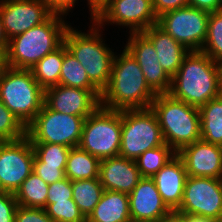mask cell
<instances>
[{
	"instance_id": "obj_1",
	"label": "cell",
	"mask_w": 222,
	"mask_h": 222,
	"mask_svg": "<svg viewBox=\"0 0 222 222\" xmlns=\"http://www.w3.org/2000/svg\"><path fill=\"white\" fill-rule=\"evenodd\" d=\"M120 51V54L115 52L110 81L102 91L100 106L117 111L150 108L157 94L147 84L133 55L125 47Z\"/></svg>"
},
{
	"instance_id": "obj_2",
	"label": "cell",
	"mask_w": 222,
	"mask_h": 222,
	"mask_svg": "<svg viewBox=\"0 0 222 222\" xmlns=\"http://www.w3.org/2000/svg\"><path fill=\"white\" fill-rule=\"evenodd\" d=\"M169 94L200 108L221 94L219 67L202 51H190L172 77Z\"/></svg>"
},
{
	"instance_id": "obj_3",
	"label": "cell",
	"mask_w": 222,
	"mask_h": 222,
	"mask_svg": "<svg viewBox=\"0 0 222 222\" xmlns=\"http://www.w3.org/2000/svg\"><path fill=\"white\" fill-rule=\"evenodd\" d=\"M70 25L65 22L64 16L51 14L44 22L10 39L6 52L7 66L30 69L64 43Z\"/></svg>"
},
{
	"instance_id": "obj_4",
	"label": "cell",
	"mask_w": 222,
	"mask_h": 222,
	"mask_svg": "<svg viewBox=\"0 0 222 222\" xmlns=\"http://www.w3.org/2000/svg\"><path fill=\"white\" fill-rule=\"evenodd\" d=\"M90 24L87 33L70 25L64 44L81 63L89 80L102 92L110 81L115 53L105 44L101 27L94 20Z\"/></svg>"
},
{
	"instance_id": "obj_5",
	"label": "cell",
	"mask_w": 222,
	"mask_h": 222,
	"mask_svg": "<svg viewBox=\"0 0 222 222\" xmlns=\"http://www.w3.org/2000/svg\"><path fill=\"white\" fill-rule=\"evenodd\" d=\"M150 108L158 119L165 143L176 153L201 139L199 108L169 93L157 94Z\"/></svg>"
},
{
	"instance_id": "obj_6",
	"label": "cell",
	"mask_w": 222,
	"mask_h": 222,
	"mask_svg": "<svg viewBox=\"0 0 222 222\" xmlns=\"http://www.w3.org/2000/svg\"><path fill=\"white\" fill-rule=\"evenodd\" d=\"M44 99L45 90L30 69H5L0 79V100L25 127L42 109Z\"/></svg>"
},
{
	"instance_id": "obj_7",
	"label": "cell",
	"mask_w": 222,
	"mask_h": 222,
	"mask_svg": "<svg viewBox=\"0 0 222 222\" xmlns=\"http://www.w3.org/2000/svg\"><path fill=\"white\" fill-rule=\"evenodd\" d=\"M122 111L99 106L84 121L79 147L98 159L119 156Z\"/></svg>"
},
{
	"instance_id": "obj_8",
	"label": "cell",
	"mask_w": 222,
	"mask_h": 222,
	"mask_svg": "<svg viewBox=\"0 0 222 222\" xmlns=\"http://www.w3.org/2000/svg\"><path fill=\"white\" fill-rule=\"evenodd\" d=\"M163 144L162 130L151 108L122 110L119 156L135 160L145 151Z\"/></svg>"
},
{
	"instance_id": "obj_9",
	"label": "cell",
	"mask_w": 222,
	"mask_h": 222,
	"mask_svg": "<svg viewBox=\"0 0 222 222\" xmlns=\"http://www.w3.org/2000/svg\"><path fill=\"white\" fill-rule=\"evenodd\" d=\"M87 116H75L51 110L45 103L26 127L31 143H52L69 148L79 146Z\"/></svg>"
},
{
	"instance_id": "obj_10",
	"label": "cell",
	"mask_w": 222,
	"mask_h": 222,
	"mask_svg": "<svg viewBox=\"0 0 222 222\" xmlns=\"http://www.w3.org/2000/svg\"><path fill=\"white\" fill-rule=\"evenodd\" d=\"M210 12L191 6L164 13L157 25L189 51H201Z\"/></svg>"
},
{
	"instance_id": "obj_11",
	"label": "cell",
	"mask_w": 222,
	"mask_h": 222,
	"mask_svg": "<svg viewBox=\"0 0 222 222\" xmlns=\"http://www.w3.org/2000/svg\"><path fill=\"white\" fill-rule=\"evenodd\" d=\"M176 212L222 219V178L187 176Z\"/></svg>"
},
{
	"instance_id": "obj_12",
	"label": "cell",
	"mask_w": 222,
	"mask_h": 222,
	"mask_svg": "<svg viewBox=\"0 0 222 222\" xmlns=\"http://www.w3.org/2000/svg\"><path fill=\"white\" fill-rule=\"evenodd\" d=\"M157 19L152 0H112L94 21L103 31L112 24L127 27L129 33H140L157 24Z\"/></svg>"
},
{
	"instance_id": "obj_13",
	"label": "cell",
	"mask_w": 222,
	"mask_h": 222,
	"mask_svg": "<svg viewBox=\"0 0 222 222\" xmlns=\"http://www.w3.org/2000/svg\"><path fill=\"white\" fill-rule=\"evenodd\" d=\"M35 153L27 136L0 141V180L7 192L15 193L33 172Z\"/></svg>"
},
{
	"instance_id": "obj_14",
	"label": "cell",
	"mask_w": 222,
	"mask_h": 222,
	"mask_svg": "<svg viewBox=\"0 0 222 222\" xmlns=\"http://www.w3.org/2000/svg\"><path fill=\"white\" fill-rule=\"evenodd\" d=\"M0 14L9 41L44 22L52 13L42 0H0Z\"/></svg>"
},
{
	"instance_id": "obj_15",
	"label": "cell",
	"mask_w": 222,
	"mask_h": 222,
	"mask_svg": "<svg viewBox=\"0 0 222 222\" xmlns=\"http://www.w3.org/2000/svg\"><path fill=\"white\" fill-rule=\"evenodd\" d=\"M129 34L124 47L137 60L149 87L156 94L169 93L172 78L159 63L152 43L141 32Z\"/></svg>"
},
{
	"instance_id": "obj_16",
	"label": "cell",
	"mask_w": 222,
	"mask_h": 222,
	"mask_svg": "<svg viewBox=\"0 0 222 222\" xmlns=\"http://www.w3.org/2000/svg\"><path fill=\"white\" fill-rule=\"evenodd\" d=\"M187 176L222 178V146L199 139L176 153Z\"/></svg>"
},
{
	"instance_id": "obj_17",
	"label": "cell",
	"mask_w": 222,
	"mask_h": 222,
	"mask_svg": "<svg viewBox=\"0 0 222 222\" xmlns=\"http://www.w3.org/2000/svg\"><path fill=\"white\" fill-rule=\"evenodd\" d=\"M44 103L53 111L75 116H89L100 106L90 90L65 85L46 88Z\"/></svg>"
},
{
	"instance_id": "obj_18",
	"label": "cell",
	"mask_w": 222,
	"mask_h": 222,
	"mask_svg": "<svg viewBox=\"0 0 222 222\" xmlns=\"http://www.w3.org/2000/svg\"><path fill=\"white\" fill-rule=\"evenodd\" d=\"M128 195L132 221L159 222L171 212L163 202L153 178L142 177Z\"/></svg>"
},
{
	"instance_id": "obj_19",
	"label": "cell",
	"mask_w": 222,
	"mask_h": 222,
	"mask_svg": "<svg viewBox=\"0 0 222 222\" xmlns=\"http://www.w3.org/2000/svg\"><path fill=\"white\" fill-rule=\"evenodd\" d=\"M141 178L135 160L116 156L100 162L99 179L104 190L129 194Z\"/></svg>"
},
{
	"instance_id": "obj_20",
	"label": "cell",
	"mask_w": 222,
	"mask_h": 222,
	"mask_svg": "<svg viewBox=\"0 0 222 222\" xmlns=\"http://www.w3.org/2000/svg\"><path fill=\"white\" fill-rule=\"evenodd\" d=\"M152 178L163 202L171 211H176L181 205L187 179L182 159L176 154Z\"/></svg>"
},
{
	"instance_id": "obj_21",
	"label": "cell",
	"mask_w": 222,
	"mask_h": 222,
	"mask_svg": "<svg viewBox=\"0 0 222 222\" xmlns=\"http://www.w3.org/2000/svg\"><path fill=\"white\" fill-rule=\"evenodd\" d=\"M141 33L152 43L158 55L159 63L172 78L182 65L184 57L190 51L157 24L152 25Z\"/></svg>"
},
{
	"instance_id": "obj_22",
	"label": "cell",
	"mask_w": 222,
	"mask_h": 222,
	"mask_svg": "<svg viewBox=\"0 0 222 222\" xmlns=\"http://www.w3.org/2000/svg\"><path fill=\"white\" fill-rule=\"evenodd\" d=\"M131 221L129 195L124 192L104 190L86 222H129Z\"/></svg>"
},
{
	"instance_id": "obj_23",
	"label": "cell",
	"mask_w": 222,
	"mask_h": 222,
	"mask_svg": "<svg viewBox=\"0 0 222 222\" xmlns=\"http://www.w3.org/2000/svg\"><path fill=\"white\" fill-rule=\"evenodd\" d=\"M100 162L79 146L72 147L67 157L65 176L71 181L99 178Z\"/></svg>"
},
{
	"instance_id": "obj_24",
	"label": "cell",
	"mask_w": 222,
	"mask_h": 222,
	"mask_svg": "<svg viewBox=\"0 0 222 222\" xmlns=\"http://www.w3.org/2000/svg\"><path fill=\"white\" fill-rule=\"evenodd\" d=\"M59 85L90 90L99 100L102 92L89 80L81 63L73 56L63 43V63Z\"/></svg>"
},
{
	"instance_id": "obj_25",
	"label": "cell",
	"mask_w": 222,
	"mask_h": 222,
	"mask_svg": "<svg viewBox=\"0 0 222 222\" xmlns=\"http://www.w3.org/2000/svg\"><path fill=\"white\" fill-rule=\"evenodd\" d=\"M201 139L222 146V95L199 108Z\"/></svg>"
},
{
	"instance_id": "obj_26",
	"label": "cell",
	"mask_w": 222,
	"mask_h": 222,
	"mask_svg": "<svg viewBox=\"0 0 222 222\" xmlns=\"http://www.w3.org/2000/svg\"><path fill=\"white\" fill-rule=\"evenodd\" d=\"M49 184L32 172L14 193L18 205L32 208H46Z\"/></svg>"
},
{
	"instance_id": "obj_27",
	"label": "cell",
	"mask_w": 222,
	"mask_h": 222,
	"mask_svg": "<svg viewBox=\"0 0 222 222\" xmlns=\"http://www.w3.org/2000/svg\"><path fill=\"white\" fill-rule=\"evenodd\" d=\"M63 63V44L48 53L38 63L30 68L35 80L45 90L48 87L59 85L61 67Z\"/></svg>"
},
{
	"instance_id": "obj_28",
	"label": "cell",
	"mask_w": 222,
	"mask_h": 222,
	"mask_svg": "<svg viewBox=\"0 0 222 222\" xmlns=\"http://www.w3.org/2000/svg\"><path fill=\"white\" fill-rule=\"evenodd\" d=\"M72 199L87 218L99 203L104 188L100 179H82L72 181Z\"/></svg>"
},
{
	"instance_id": "obj_29",
	"label": "cell",
	"mask_w": 222,
	"mask_h": 222,
	"mask_svg": "<svg viewBox=\"0 0 222 222\" xmlns=\"http://www.w3.org/2000/svg\"><path fill=\"white\" fill-rule=\"evenodd\" d=\"M175 155L176 152L165 143L145 151L135 162L142 177L152 178Z\"/></svg>"
},
{
	"instance_id": "obj_30",
	"label": "cell",
	"mask_w": 222,
	"mask_h": 222,
	"mask_svg": "<svg viewBox=\"0 0 222 222\" xmlns=\"http://www.w3.org/2000/svg\"><path fill=\"white\" fill-rule=\"evenodd\" d=\"M201 51L215 63L222 62V10L210 12L207 36Z\"/></svg>"
},
{
	"instance_id": "obj_31",
	"label": "cell",
	"mask_w": 222,
	"mask_h": 222,
	"mask_svg": "<svg viewBox=\"0 0 222 222\" xmlns=\"http://www.w3.org/2000/svg\"><path fill=\"white\" fill-rule=\"evenodd\" d=\"M26 136V127L0 100V141H14Z\"/></svg>"
},
{
	"instance_id": "obj_32",
	"label": "cell",
	"mask_w": 222,
	"mask_h": 222,
	"mask_svg": "<svg viewBox=\"0 0 222 222\" xmlns=\"http://www.w3.org/2000/svg\"><path fill=\"white\" fill-rule=\"evenodd\" d=\"M35 156L46 165L66 166L71 148L52 143H31Z\"/></svg>"
},
{
	"instance_id": "obj_33",
	"label": "cell",
	"mask_w": 222,
	"mask_h": 222,
	"mask_svg": "<svg viewBox=\"0 0 222 222\" xmlns=\"http://www.w3.org/2000/svg\"><path fill=\"white\" fill-rule=\"evenodd\" d=\"M45 211L54 222H86V217L73 199L49 204Z\"/></svg>"
},
{
	"instance_id": "obj_34",
	"label": "cell",
	"mask_w": 222,
	"mask_h": 222,
	"mask_svg": "<svg viewBox=\"0 0 222 222\" xmlns=\"http://www.w3.org/2000/svg\"><path fill=\"white\" fill-rule=\"evenodd\" d=\"M65 167L46 165V163L41 162L36 156L33 162V172L47 184L66 178Z\"/></svg>"
},
{
	"instance_id": "obj_35",
	"label": "cell",
	"mask_w": 222,
	"mask_h": 222,
	"mask_svg": "<svg viewBox=\"0 0 222 222\" xmlns=\"http://www.w3.org/2000/svg\"><path fill=\"white\" fill-rule=\"evenodd\" d=\"M72 181L68 178L58 180L49 184L47 195V206L57 201H68L72 199Z\"/></svg>"
},
{
	"instance_id": "obj_36",
	"label": "cell",
	"mask_w": 222,
	"mask_h": 222,
	"mask_svg": "<svg viewBox=\"0 0 222 222\" xmlns=\"http://www.w3.org/2000/svg\"><path fill=\"white\" fill-rule=\"evenodd\" d=\"M15 222H54L44 208H32L18 205Z\"/></svg>"
},
{
	"instance_id": "obj_37",
	"label": "cell",
	"mask_w": 222,
	"mask_h": 222,
	"mask_svg": "<svg viewBox=\"0 0 222 222\" xmlns=\"http://www.w3.org/2000/svg\"><path fill=\"white\" fill-rule=\"evenodd\" d=\"M18 207L13 193L0 194V222H15V212Z\"/></svg>"
},
{
	"instance_id": "obj_38",
	"label": "cell",
	"mask_w": 222,
	"mask_h": 222,
	"mask_svg": "<svg viewBox=\"0 0 222 222\" xmlns=\"http://www.w3.org/2000/svg\"><path fill=\"white\" fill-rule=\"evenodd\" d=\"M156 17L166 12L189 6V0H152Z\"/></svg>"
},
{
	"instance_id": "obj_39",
	"label": "cell",
	"mask_w": 222,
	"mask_h": 222,
	"mask_svg": "<svg viewBox=\"0 0 222 222\" xmlns=\"http://www.w3.org/2000/svg\"><path fill=\"white\" fill-rule=\"evenodd\" d=\"M47 9L52 13V14H58L61 16H64L65 18L67 17L68 13L72 8L75 7V3H78L76 1L79 0H42Z\"/></svg>"
},
{
	"instance_id": "obj_40",
	"label": "cell",
	"mask_w": 222,
	"mask_h": 222,
	"mask_svg": "<svg viewBox=\"0 0 222 222\" xmlns=\"http://www.w3.org/2000/svg\"><path fill=\"white\" fill-rule=\"evenodd\" d=\"M189 6L215 12L222 10V0H189Z\"/></svg>"
},
{
	"instance_id": "obj_41",
	"label": "cell",
	"mask_w": 222,
	"mask_h": 222,
	"mask_svg": "<svg viewBox=\"0 0 222 222\" xmlns=\"http://www.w3.org/2000/svg\"><path fill=\"white\" fill-rule=\"evenodd\" d=\"M89 5L90 21H93L112 0H86Z\"/></svg>"
},
{
	"instance_id": "obj_42",
	"label": "cell",
	"mask_w": 222,
	"mask_h": 222,
	"mask_svg": "<svg viewBox=\"0 0 222 222\" xmlns=\"http://www.w3.org/2000/svg\"><path fill=\"white\" fill-rule=\"evenodd\" d=\"M159 222H185L184 216L176 211H171L163 217Z\"/></svg>"
},
{
	"instance_id": "obj_43",
	"label": "cell",
	"mask_w": 222,
	"mask_h": 222,
	"mask_svg": "<svg viewBox=\"0 0 222 222\" xmlns=\"http://www.w3.org/2000/svg\"><path fill=\"white\" fill-rule=\"evenodd\" d=\"M8 49V39L3 31L2 18L0 14V51L7 52Z\"/></svg>"
},
{
	"instance_id": "obj_44",
	"label": "cell",
	"mask_w": 222,
	"mask_h": 222,
	"mask_svg": "<svg viewBox=\"0 0 222 222\" xmlns=\"http://www.w3.org/2000/svg\"><path fill=\"white\" fill-rule=\"evenodd\" d=\"M185 222H206V217L194 214H182Z\"/></svg>"
},
{
	"instance_id": "obj_45",
	"label": "cell",
	"mask_w": 222,
	"mask_h": 222,
	"mask_svg": "<svg viewBox=\"0 0 222 222\" xmlns=\"http://www.w3.org/2000/svg\"><path fill=\"white\" fill-rule=\"evenodd\" d=\"M7 57H6V52L0 51V79L7 68Z\"/></svg>"
},
{
	"instance_id": "obj_46",
	"label": "cell",
	"mask_w": 222,
	"mask_h": 222,
	"mask_svg": "<svg viewBox=\"0 0 222 222\" xmlns=\"http://www.w3.org/2000/svg\"><path fill=\"white\" fill-rule=\"evenodd\" d=\"M218 67H219L220 92L222 95V62L218 64Z\"/></svg>"
},
{
	"instance_id": "obj_47",
	"label": "cell",
	"mask_w": 222,
	"mask_h": 222,
	"mask_svg": "<svg viewBox=\"0 0 222 222\" xmlns=\"http://www.w3.org/2000/svg\"><path fill=\"white\" fill-rule=\"evenodd\" d=\"M206 222H222V219H210V218H206Z\"/></svg>"
},
{
	"instance_id": "obj_48",
	"label": "cell",
	"mask_w": 222,
	"mask_h": 222,
	"mask_svg": "<svg viewBox=\"0 0 222 222\" xmlns=\"http://www.w3.org/2000/svg\"><path fill=\"white\" fill-rule=\"evenodd\" d=\"M7 191L4 189L2 183H1V180H0V194L2 193H6Z\"/></svg>"
}]
</instances>
